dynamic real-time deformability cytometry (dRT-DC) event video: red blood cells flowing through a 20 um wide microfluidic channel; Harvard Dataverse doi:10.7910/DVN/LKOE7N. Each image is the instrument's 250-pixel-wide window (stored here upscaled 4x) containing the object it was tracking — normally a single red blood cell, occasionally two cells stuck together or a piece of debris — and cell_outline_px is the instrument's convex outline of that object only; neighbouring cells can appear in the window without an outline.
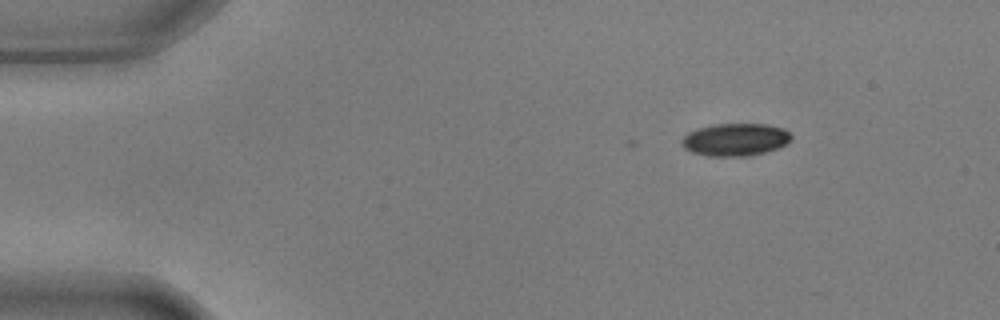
{"species": "common noctule bat (a hibernating species)", "species_latin": "Nyctalus noctula", "temperature_condition": "warm", "stored_images_in_passage": 5, "camera_frame_rate_fps": 3000, "um_per_image_px": 0.085, "animal": {"sex": "male", "body_mass_g": 17.9, "forearm_length_mm": 54.2}, "frame": {"image": 1, "passage_image": 1, "time_ms": 0.0, "image_size_px": [1000, 320], "cell_outline_px": [[792, 140], [788, 144], [764, 152], [748, 156], [708, 156], [692, 152], [684, 148], [680, 144], [680, 140], [688, 132], [712, 124], [768, 124], [784, 128], [792, 136]], "centroid_in_image_um": [62.5, 11.86], "position_along_channel_um": 22.5, "area_um2": 20.92}}